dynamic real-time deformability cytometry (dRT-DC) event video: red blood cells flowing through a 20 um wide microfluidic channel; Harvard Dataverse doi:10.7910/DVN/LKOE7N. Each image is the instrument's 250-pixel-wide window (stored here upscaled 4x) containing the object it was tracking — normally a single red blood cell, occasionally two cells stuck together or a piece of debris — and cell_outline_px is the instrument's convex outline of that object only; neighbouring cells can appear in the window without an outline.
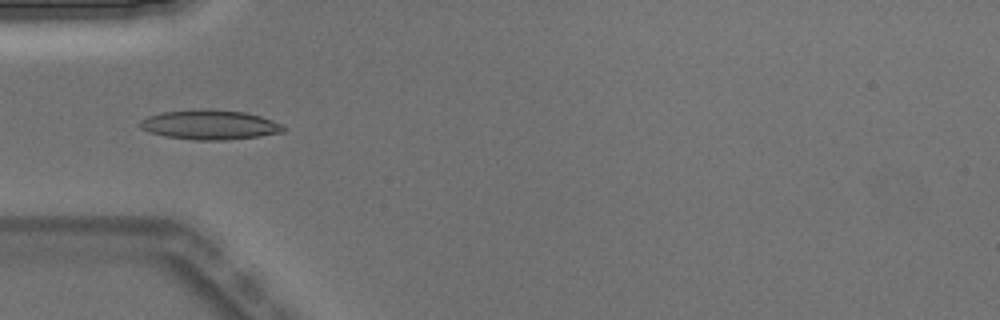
{"species": "Egyptian fruit bat (a non-hibernating species)", "species_latin": "Rousettus aegyptiacus", "temperature_condition": "warm", "stored_images_in_passage": 4, "camera_frame_rate_fps": 3000, "um_per_image_px": 0.085, "animal": {"sex": "male"}, "frame": {"image": 1, "passage_image": 3, "time_ms": 0.667, "image_size_px": [1000, 320], "cell_outline_px": [[288, 128], [284, 132], [260, 136], [224, 140], [196, 140], [164, 136], [148, 132], [140, 128], [140, 120], [148, 116], [160, 112], [200, 108], [212, 108], [244, 112], [260, 116], [284, 124]], "centroid_in_image_um": [17.85, 10.59], "position_along_channel_um": 67.2, "area_um2": 25.2}}